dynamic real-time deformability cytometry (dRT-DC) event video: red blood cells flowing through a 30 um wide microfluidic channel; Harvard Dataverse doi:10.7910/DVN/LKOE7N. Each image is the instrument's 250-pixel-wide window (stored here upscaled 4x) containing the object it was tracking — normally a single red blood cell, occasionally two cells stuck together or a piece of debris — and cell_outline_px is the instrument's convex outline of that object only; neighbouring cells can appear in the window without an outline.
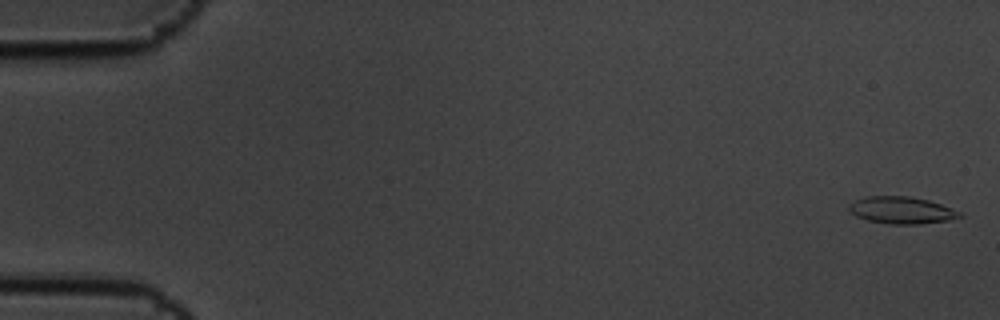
{"species": "common noctule bat (a hibernating species)", "species_latin": "Nyctalus noctula", "temperature_condition": "cold", "stored_images_in_passage": 5, "camera_frame_rate_fps": 3000, "um_per_image_px": 0.085, "animal": {"sex": "male", "body_mass_g": 19.5, "forearm_length_mm": 54.6}, "frame": {"image": 1, "passage_image": 1, "time_ms": 0.0, "image_size_px": [1000, 320], "cell_outline_px": [[964, 216], [948, 220], [920, 224], [888, 224], [868, 220], [856, 216], [848, 212], [848, 204], [864, 196], [908, 196], [928, 200], [940, 204], [960, 212]], "centroid_in_image_um": [76.59, 17.87], "position_along_channel_um": 8.4, "area_um2": 17.46}}
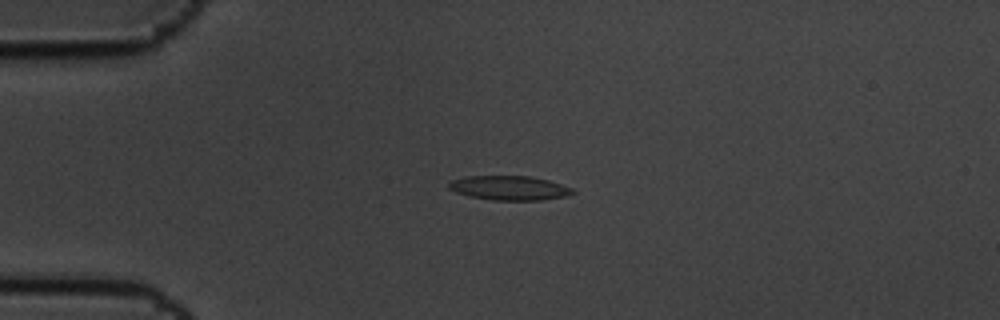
{"frame": {"image": 2, "passage_image": 4, "time_ms": 1.0, "image_size_px": [1000, 320], "cell_outline_px": [[576, 192], [564, 196], [540, 200], [492, 200], [468, 196], [456, 192], [448, 188], [448, 184], [452, 180], [464, 176], [532, 176], [548, 180], [572, 188]], "centroid_in_image_um": [43.26, 15.97], "position_along_channel_um": 41.7, "area_um2": 17.51}}